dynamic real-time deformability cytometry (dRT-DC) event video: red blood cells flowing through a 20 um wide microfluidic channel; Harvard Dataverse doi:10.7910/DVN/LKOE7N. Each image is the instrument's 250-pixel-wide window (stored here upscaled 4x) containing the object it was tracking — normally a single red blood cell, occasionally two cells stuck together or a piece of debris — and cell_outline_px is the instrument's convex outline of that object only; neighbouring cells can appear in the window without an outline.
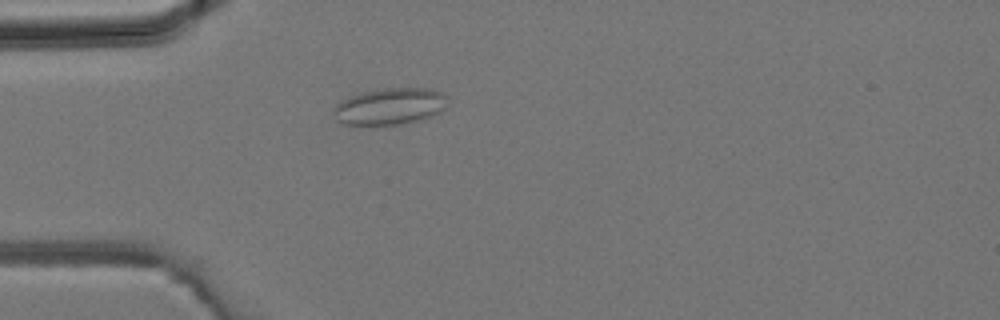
{"species": "common noctule bat (a hibernating species)", "species_latin": "Nyctalus noctula", "temperature_condition": "room temperature", "stored_images_in_passage": 33, "camera_frame_rate_fps": 3000, "um_per_image_px": 0.085, "animal": {"sex": "male", "body_mass_g": 19.2, "forearm_length_mm": 51.8}, "frame": {"image": 1, "passage_image": 2, "time_ms": 0.333, "image_size_px": [1000, 320], "cell_outline_px": [[448, 96], [444, 108], [440, 112], [424, 120], [396, 124], [344, 124], [336, 120], [332, 112], [332, 108], [340, 100], [360, 92], [384, 88], [432, 88]], "centroid_in_image_um": [33.13, 9.03], "position_along_channel_um": 51.9, "area_um2": 24.57}}
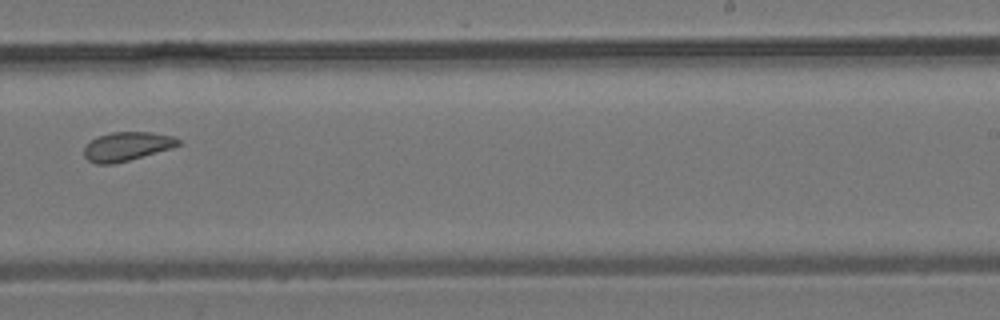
{"frame": {"image": 2, "passage_image": 17, "time_ms": 5.333, "image_size_px": [1000, 320], "cell_outline_px": [[180, 144], [172, 148], [128, 160], [112, 164], [96, 164], [88, 160], [84, 156], [84, 148], [96, 136], [112, 132], [152, 132], [172, 136], [180, 140]], "centroid_in_image_um": [10.77, 12.44], "position_along_channel_um": 278.2, "area_um2": 15.72}}
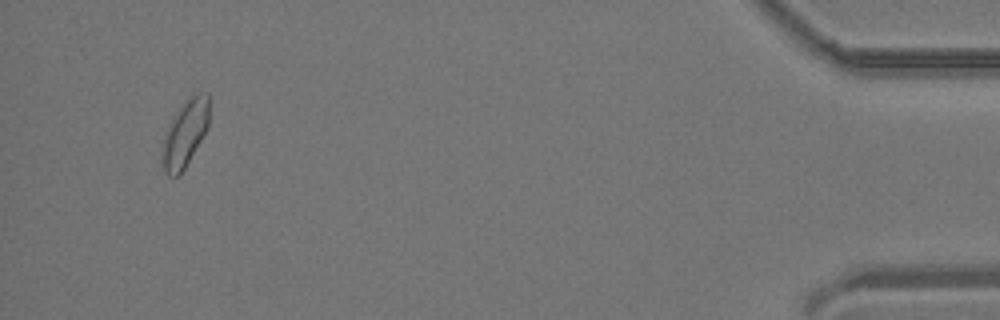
{"frame": {"image": 3, "passage_image": 31, "time_ms": 10.0, "image_size_px": [1000, 320], "cell_outline_px": [[208, 128], [180, 176], [168, 176], [164, 172], [160, 144], [164, 132], [168, 124], [180, 104], [188, 96], [200, 92], [208, 92]], "centroid_in_image_um": [15.68, 11.33], "position_along_channel_um": 419.5, "area_um2": 18.79}}